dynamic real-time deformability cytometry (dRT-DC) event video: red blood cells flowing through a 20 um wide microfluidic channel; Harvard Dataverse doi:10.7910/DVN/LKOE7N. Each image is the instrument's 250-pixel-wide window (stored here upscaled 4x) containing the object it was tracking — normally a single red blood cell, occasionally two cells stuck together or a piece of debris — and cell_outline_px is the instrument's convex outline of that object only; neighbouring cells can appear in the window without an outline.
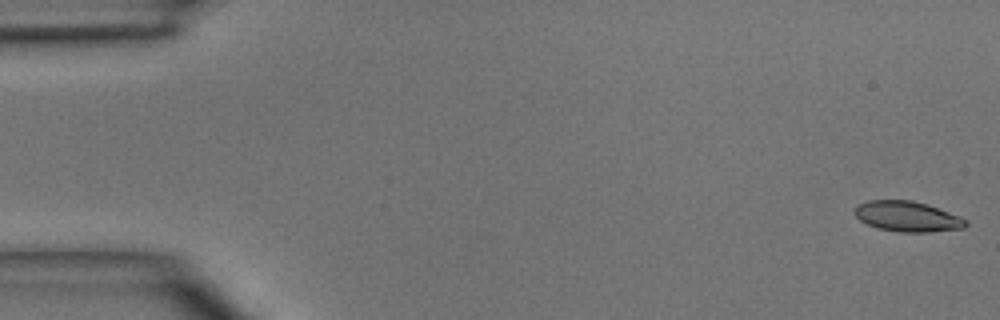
{"species": "common noctule bat (a hibernating species)", "species_latin": "Nyctalus noctula", "temperature_condition": "room temperature", "stored_images_in_passage": 5, "camera_frame_rate_fps": 3000, "um_per_image_px": 0.085, "animal": {"sex": "male", "body_mass_g": 15.6}, "frame": {"image": 1, "passage_image": 1, "time_ms": 0.0, "image_size_px": [1000, 320], "cell_outline_px": [[968, 224], [964, 228], [928, 232], [900, 232], [876, 228], [860, 220], [852, 212], [856, 204], [868, 200], [912, 200], [928, 204], [960, 216], [968, 220]], "centroid_in_image_um": [77.11, 18.39], "position_along_channel_um": 7.9, "area_um2": 19.94}}
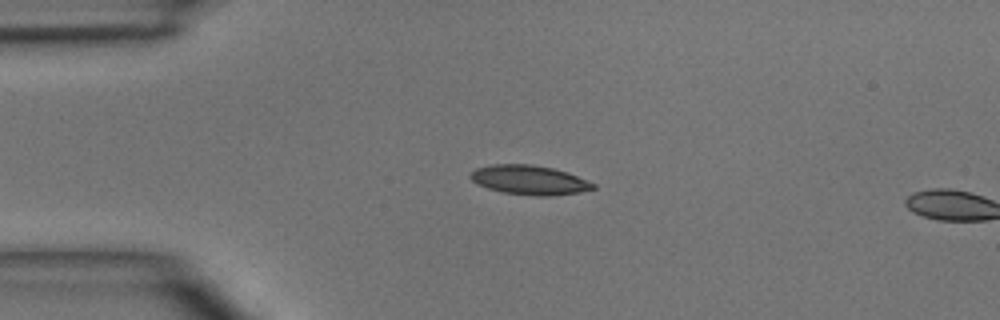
{"frame": {"image": 2, "passage_image": 4, "time_ms": 3.333, "image_size_px": [1000, 320], "cell_outline_px": [[596, 188], [580, 192], [548, 196], [540, 196], [504, 192], [488, 188], [472, 180], [468, 176], [476, 168], [492, 164], [528, 164], [552, 168], [568, 172], [596, 184]], "centroid_in_image_um": [45.02, 15.29], "position_along_channel_um": 40.0, "area_um2": 20.75}}